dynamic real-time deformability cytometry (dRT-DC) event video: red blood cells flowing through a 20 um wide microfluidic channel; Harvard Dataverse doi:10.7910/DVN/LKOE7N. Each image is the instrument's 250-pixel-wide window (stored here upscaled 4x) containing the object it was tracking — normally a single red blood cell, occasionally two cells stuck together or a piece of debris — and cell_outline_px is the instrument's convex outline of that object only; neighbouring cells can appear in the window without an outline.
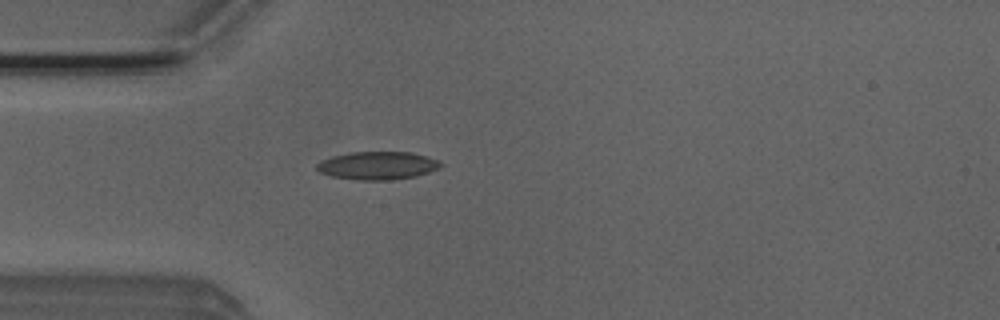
{"species": "Egyptian fruit bat (a non-hibernating species)", "species_latin": "Rousettus aegyptiacus", "temperature_condition": "room temperature", "stored_images_in_passage": 2, "camera_frame_rate_fps": 3000, "um_per_image_px": 0.085, "animal": {"sex": "male"}, "frame": {"image": 1, "passage_image": 2, "time_ms": 0.333, "image_size_px": [1000, 320], "cell_outline_px": [[444, 164], [440, 168], [416, 176], [388, 180], [356, 180], [332, 176], [320, 172], [316, 168], [316, 164], [320, 160], [332, 156], [352, 152], [412, 152], [436, 160]], "centroid_in_image_um": [32.07, 14.07], "position_along_channel_um": 52.9, "area_um2": 20.17}}